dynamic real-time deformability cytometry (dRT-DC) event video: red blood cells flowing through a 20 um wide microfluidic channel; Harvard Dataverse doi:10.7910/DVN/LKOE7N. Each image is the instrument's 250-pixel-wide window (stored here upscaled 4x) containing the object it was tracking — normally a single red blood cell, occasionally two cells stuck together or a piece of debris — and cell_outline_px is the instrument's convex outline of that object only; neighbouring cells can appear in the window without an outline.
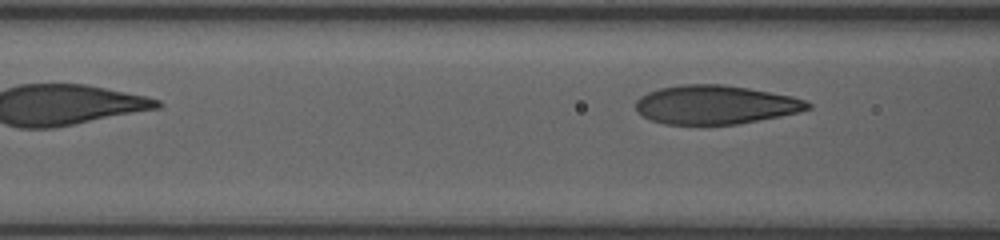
{"species": "human", "species_latin": "Homo sapiens", "temperature_condition": "room temperature", "stored_images_in_passage": 4, "segment_of_instrument_passage": [2, 2], "camera_frame_rate_fps": 3000, "um_per_image_px": 0.085, "donor": {"sex": "female"}, "frame": {"image": 1, "passage_image": 4, "time_ms": 2.333, "image_size_px": [1000, 240], "cell_outline_px": [[812, 108], [780, 116], [736, 124], [664, 124], [652, 120], [636, 112], [636, 100], [640, 96], [648, 92], [660, 88], [680, 84], [724, 84], [748, 88], [792, 96], [804, 100], [812, 104]], "centroid_in_image_um": [60.78, 8.89], "position_along_channel_um": 105.8, "area_um2": 38.78}}